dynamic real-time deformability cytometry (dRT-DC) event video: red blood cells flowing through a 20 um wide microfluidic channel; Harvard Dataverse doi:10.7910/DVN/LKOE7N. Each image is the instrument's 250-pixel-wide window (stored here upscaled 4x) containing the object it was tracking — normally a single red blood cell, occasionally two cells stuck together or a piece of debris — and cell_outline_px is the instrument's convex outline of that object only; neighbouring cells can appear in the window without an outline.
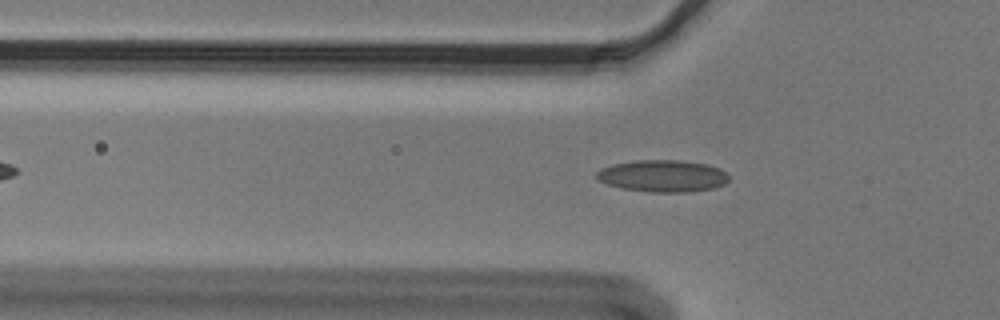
{"species": "Egyptian fruit bat (a non-hibernating species)", "species_latin": "Rousettus aegyptiacus", "temperature_condition": "cold", "stored_images_in_passage": 47, "camera_frame_rate_fps": 3000, "um_per_image_px": 0.085, "animal": {"sex": "male"}, "frame": {"image": 1, "passage_image": 14, "time_ms": 4.333, "image_size_px": [1000, 320], "cell_outline_px": [[728, 180], [724, 184], [712, 188], [688, 192], [652, 192], [620, 188], [608, 184], [600, 180], [596, 176], [596, 172], [600, 168], [612, 164], [636, 160], [680, 160], [708, 164], [720, 168], [728, 176]], "centroid_in_image_um": [56.32, 14.95], "position_along_channel_um": 69.5, "area_um2": 24.62}}
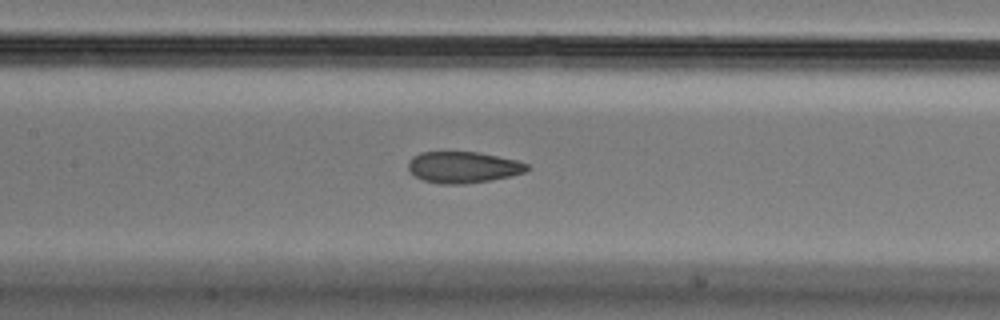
{"frame": {"image": 2, "passage_image": 22, "time_ms": 7.0, "image_size_px": [1000, 320], "cell_outline_px": [[532, 168], [524, 172], [508, 176], [488, 180], [464, 184], [440, 184], [424, 180], [416, 176], [408, 168], [408, 160], [412, 156], [420, 152], [480, 152], [516, 160], [528, 164]], "centroid_in_image_um": [39.36, 14.2], "position_along_channel_um": 168.0, "area_um2": 21.62}}
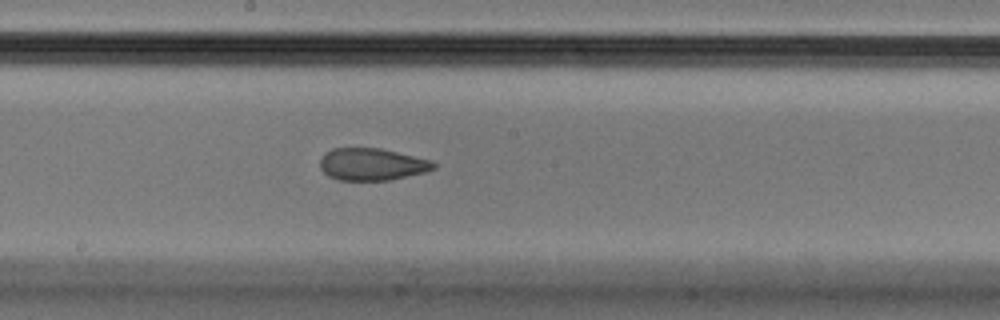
{"frame": {"image": 3, "passage_image": 26, "time_ms": 8.333, "image_size_px": [1000, 320], "cell_outline_px": [[436, 168], [424, 172], [392, 180], [340, 180], [328, 176], [320, 168], [320, 160], [324, 152], [332, 148], [380, 148], [432, 160], [436, 164]], "centroid_in_image_um": [31.61, 13.96], "position_along_channel_um": 216.6, "area_um2": 21.39}, "authors_computed_cell_mechanics": {"area_um2": 22.831, "velocity_mm_per_s": 3.6509, "shape_relaxation_time_tau1_ms": null, "shape_relaxation_time_tau2_ms": 1.6501, "deformation_change_tau1": null, "deformation_change_tau2": 0.0833}}